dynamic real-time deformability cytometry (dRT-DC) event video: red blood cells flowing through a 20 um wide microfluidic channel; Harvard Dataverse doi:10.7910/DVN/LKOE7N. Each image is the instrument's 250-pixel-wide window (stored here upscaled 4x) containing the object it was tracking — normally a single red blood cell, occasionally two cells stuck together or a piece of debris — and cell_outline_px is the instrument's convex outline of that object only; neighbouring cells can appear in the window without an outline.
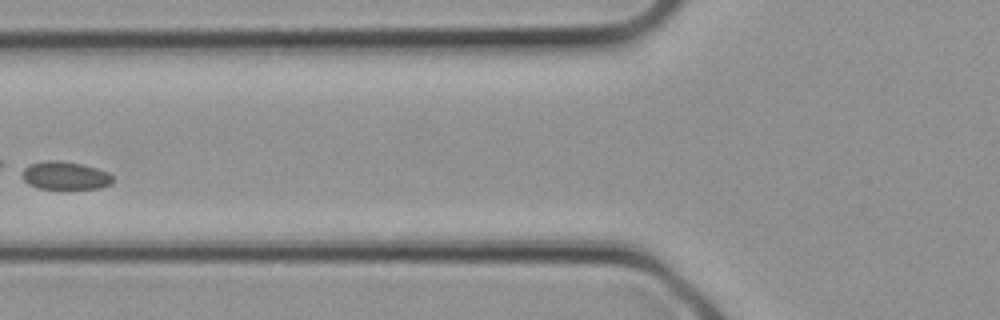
{"species": "common noctule bat (a hibernating species)", "species_latin": "Nyctalus noctula", "temperature_condition": "cold", "stored_images_in_passage": 2, "camera_frame_rate_fps": 3000, "um_per_image_px": 0.085, "animal": {"sex": "female", "body_mass_g": 21.9}, "frame": {"image": 1, "passage_image": 2, "time_ms": 0.333, "image_size_px": [1000, 320], "cell_outline_px": [[112, 184], [100, 188], [40, 188], [28, 184], [24, 180], [24, 168], [28, 164], [44, 160], [60, 160], [80, 164], [96, 168], [108, 172], [112, 176]], "centroid_in_image_um": [5.54, 14.91], "position_along_channel_um": 120.3, "area_um2": 14.62}}